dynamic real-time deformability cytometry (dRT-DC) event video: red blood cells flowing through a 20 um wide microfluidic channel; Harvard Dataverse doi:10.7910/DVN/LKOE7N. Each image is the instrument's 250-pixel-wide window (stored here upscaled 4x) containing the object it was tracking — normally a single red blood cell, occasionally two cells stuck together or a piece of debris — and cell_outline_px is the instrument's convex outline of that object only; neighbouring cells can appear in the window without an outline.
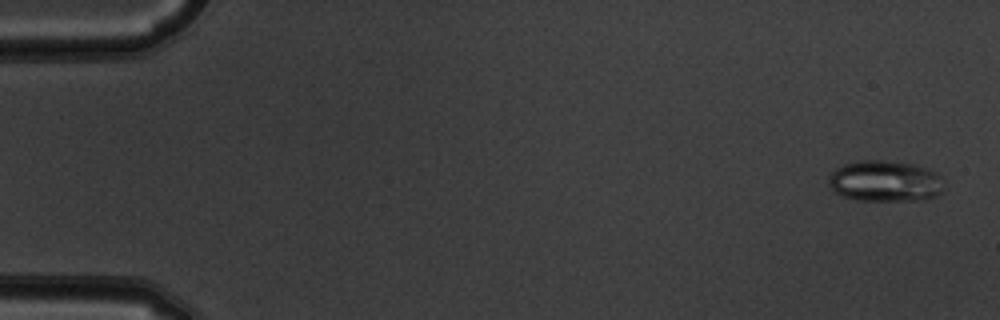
{"species": "common noctule bat (a hibernating species)", "species_latin": "Nyctalus noctula", "temperature_condition": "warm", "stored_images_in_passage": 53, "camera_frame_rate_fps": 3000, "um_per_image_px": 0.085, "animal": {"sex": "male", "body_mass_g": 19.5, "forearm_length_mm": 54.6}, "frame": {"image": 1, "passage_image": 2, "time_ms": 0.333, "image_size_px": [1000, 320], "cell_outline_px": [[944, 192], [936, 196], [916, 200], [856, 200], [844, 196], [836, 192], [828, 184], [828, 180], [832, 172], [836, 168], [844, 164], [860, 160], [880, 160], [912, 164], [936, 172], [944, 180]], "centroid_in_image_um": [75.25, 15.4], "position_along_channel_um": 9.7, "area_um2": 27.57}}
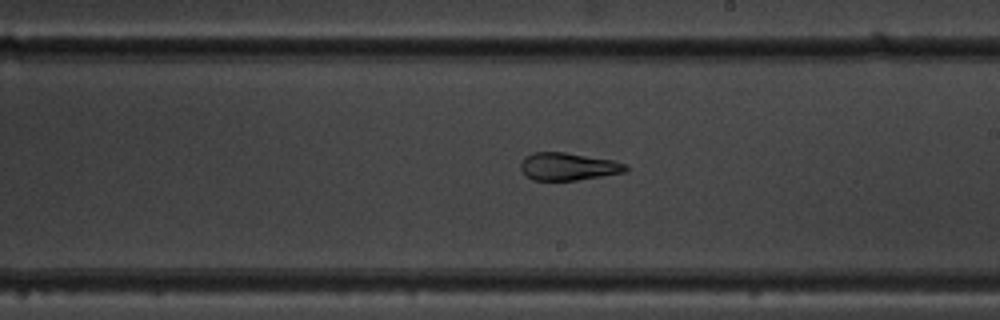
{"frame": {"image": 2, "passage_image": 31, "time_ms": 10.0, "image_size_px": [1000, 320], "cell_outline_px": [[628, 168], [624, 172], [576, 180], [532, 180], [524, 176], [520, 168], [520, 164], [524, 156], [532, 152], [564, 152], [612, 160], [628, 164]], "centroid_in_image_um": [48.23, 14.15], "position_along_channel_um": 240.8, "area_um2": 16.94}}
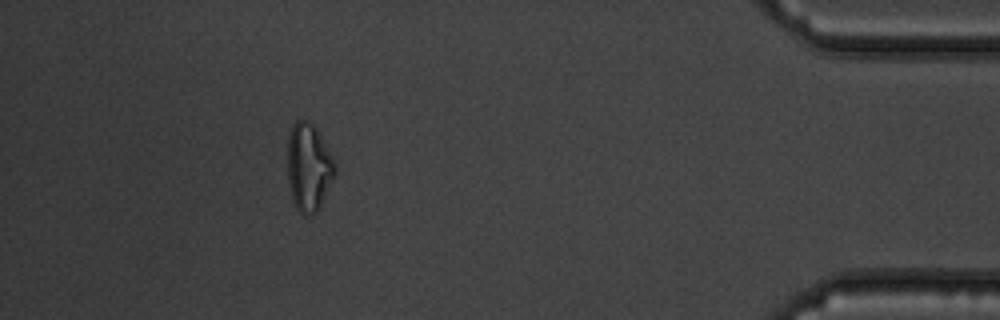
{"frame": {"image": 3, "passage_image": 48, "time_ms": 15.667, "image_size_px": [1000, 320], "cell_outline_px": [[336, 172], [320, 208], [312, 216], [308, 216], [300, 212], [296, 208], [292, 200], [288, 180], [288, 136], [292, 124], [296, 120], [308, 120], [316, 128], [336, 164]], "centroid_in_image_um": [26.23, 14.23], "position_along_channel_um": 409.0, "area_um2": 24.33}, "authors_computed_cell_mechanics": {"area_um2": 22.9466, "velocity_mm_per_s": 3.8559, "shape_relaxation_time_tau1_ms": null, "shape_relaxation_time_tau2_ms": 1.8894, "deformation_change_tau1": null, "deformation_change_tau2": 0.0766}}